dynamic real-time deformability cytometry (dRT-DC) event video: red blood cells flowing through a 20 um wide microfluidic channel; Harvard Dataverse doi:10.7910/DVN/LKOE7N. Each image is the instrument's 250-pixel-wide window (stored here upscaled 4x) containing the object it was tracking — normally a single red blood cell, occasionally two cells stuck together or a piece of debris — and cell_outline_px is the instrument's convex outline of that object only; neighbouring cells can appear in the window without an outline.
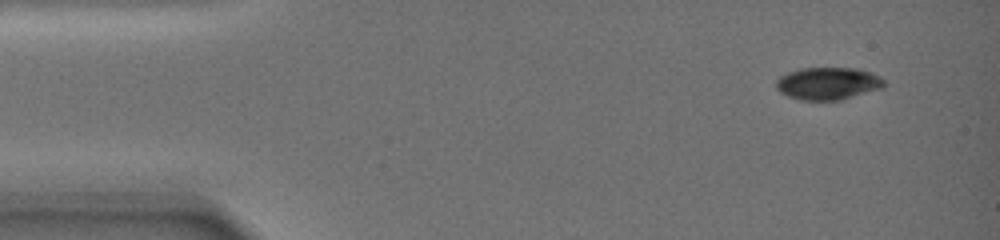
{"species": "common noctule bat (a hibernating species)", "species_latin": "Nyctalus noctula", "temperature_condition": "warm", "stored_images_in_passage": 2, "camera_frame_rate_fps": 3000, "um_per_image_px": 0.085, "animal": {"sex": "female", "body_mass_g": 19.0, "forearm_length_mm": 51.5}, "frame": {"image": 1, "passage_image": 1, "time_ms": 0.0, "image_size_px": [1000, 240], "cell_outline_px": [[884, 88], [840, 100], [800, 100], [788, 96], [780, 92], [776, 88], [776, 80], [780, 76], [788, 72], [800, 68], [860, 68], [872, 72], [880, 76], [884, 80]], "centroid_in_image_um": [70.4, 7.09], "position_along_channel_um": 14.6, "area_um2": 20.63}}